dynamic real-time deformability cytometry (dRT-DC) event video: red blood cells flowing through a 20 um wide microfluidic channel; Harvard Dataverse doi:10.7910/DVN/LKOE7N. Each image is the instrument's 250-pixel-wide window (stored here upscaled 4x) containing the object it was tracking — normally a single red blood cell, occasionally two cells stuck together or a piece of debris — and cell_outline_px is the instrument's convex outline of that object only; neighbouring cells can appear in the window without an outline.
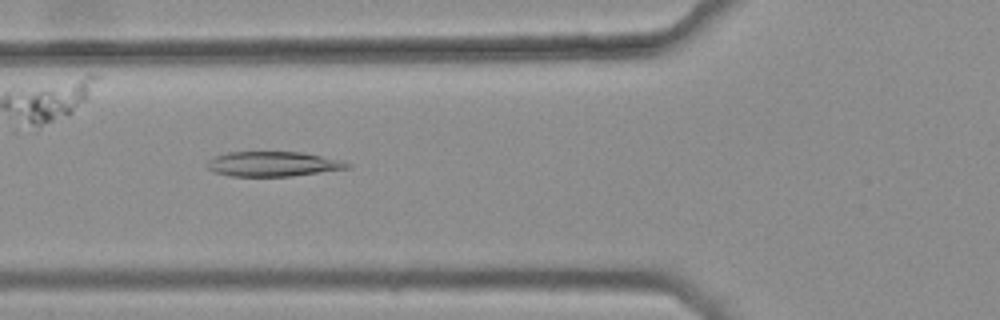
{"species": "common noctule bat (a hibernating species)", "species_latin": "Nyctalus noctula", "temperature_condition": "warm", "stored_images_in_passage": 4, "camera_frame_rate_fps": 3000, "um_per_image_px": 0.085, "animal": {"sex": "female", "body_mass_g": 25.1}, "frame": {"image": 1, "passage_image": 3, "time_ms": 0.667, "image_size_px": [1000, 320], "cell_outline_px": [[352, 168], [292, 176], [228, 176], [212, 172], [204, 164], [208, 160], [216, 156], [228, 152], [300, 152], [344, 160], [352, 164]], "centroid_in_image_um": [23.22, 13.94], "position_along_channel_um": 102.6, "area_um2": 20.58}}
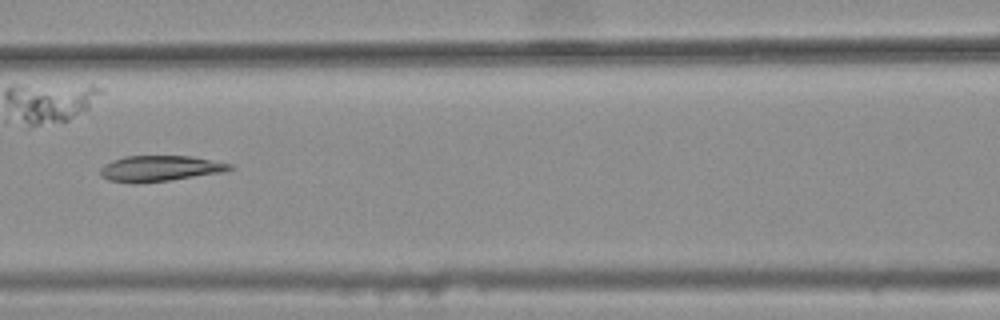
{"frame": {"image": 2, "passage_image": 4, "time_ms": 1.0, "image_size_px": [1000, 320], "cell_outline_px": [[232, 168], [224, 172], [168, 180], [136, 184], [132, 184], [108, 180], [100, 176], [100, 168], [104, 164], [112, 160], [124, 156], [192, 156], [232, 164]], "centroid_in_image_um": [13.53, 14.32], "position_along_channel_um": 153.1, "area_um2": 19.54}}